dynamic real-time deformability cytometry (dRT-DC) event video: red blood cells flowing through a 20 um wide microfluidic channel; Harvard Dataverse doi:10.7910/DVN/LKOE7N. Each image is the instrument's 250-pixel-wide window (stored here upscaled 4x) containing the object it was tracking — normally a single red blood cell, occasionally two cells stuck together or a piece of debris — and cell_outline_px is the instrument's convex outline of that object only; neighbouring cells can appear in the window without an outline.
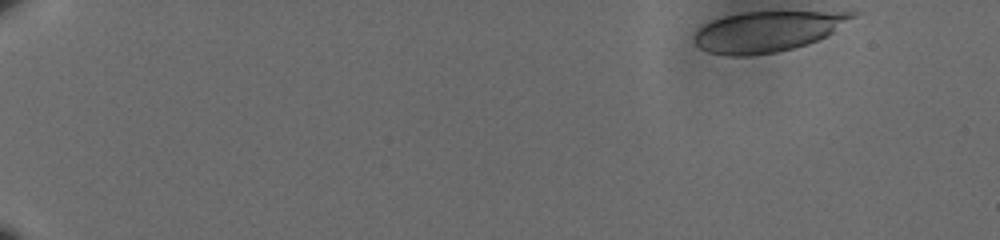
{"species": "human", "species_latin": "Homo sapiens", "temperature_condition": "cold", "stored_images_in_passage": 51, "camera_frame_rate_fps": 3000, "um_per_image_px": 0.085, "donor": {"sex": "male"}, "frame": {"image": 1, "passage_image": 1, "time_ms": 0.0, "image_size_px": [1000, 240], "cell_outline_px": [[860, 12], [856, 16], [828, 36], [808, 44], [776, 52], [748, 56], [732, 56], [708, 52], [700, 48], [696, 44], [696, 32], [704, 24], [712, 20], [724, 16], [740, 12]], "centroid_in_image_um": [65.24, 2.67], "position_along_channel_um": 19.8, "area_um2": 37.05}}
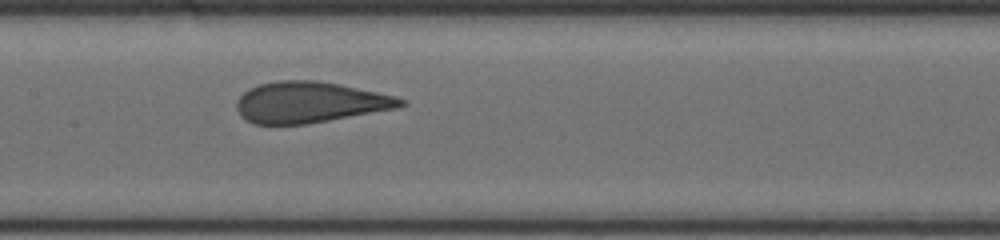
{"frame": {"image": 2, "passage_image": 28, "time_ms": 9.0, "image_size_px": [1000, 240], "cell_outline_px": [[408, 104], [396, 108], [308, 124], [256, 124], [240, 116], [236, 108], [236, 100], [248, 88], [260, 84], [276, 80], [316, 80], [340, 84], [396, 96], [408, 100]], "centroid_in_image_um": [26.34, 8.68], "position_along_channel_um": 181.1, "area_um2": 39.3}}
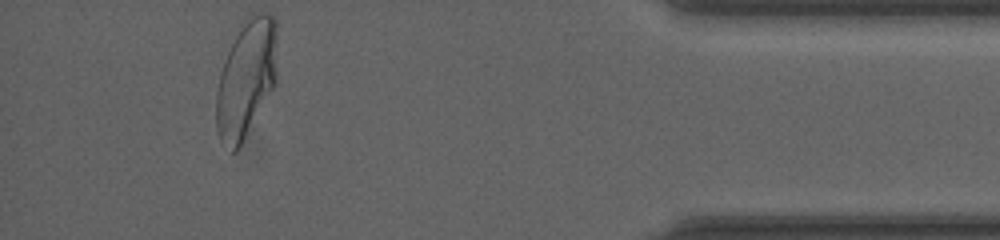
{"frame": {"image": 3, "passage_image": 51, "time_ms": 16.667, "image_size_px": [1000, 240], "cell_outline_px": [[276, 84], [236, 152], [232, 152], [220, 136], [216, 128], [216, 92], [220, 72], [224, 60], [236, 36], [252, 12], [268, 12], [276, 20]], "centroid_in_image_um": [20.94, 6.67], "position_along_channel_um": 414.3, "area_um2": 41.27}, "authors_computed_cell_mechanics": {"area_um2": 39.1884, "velocity_mm_per_s": 3.5795, "shape_relaxation_time_tau1_ms": 7.1426, "shape_relaxation_time_tau2_ms": null, "deformation_change_tau1": 0.1894, "deformation_change_tau2": null}}